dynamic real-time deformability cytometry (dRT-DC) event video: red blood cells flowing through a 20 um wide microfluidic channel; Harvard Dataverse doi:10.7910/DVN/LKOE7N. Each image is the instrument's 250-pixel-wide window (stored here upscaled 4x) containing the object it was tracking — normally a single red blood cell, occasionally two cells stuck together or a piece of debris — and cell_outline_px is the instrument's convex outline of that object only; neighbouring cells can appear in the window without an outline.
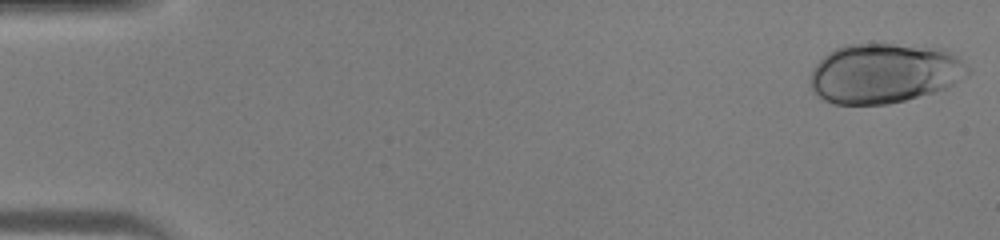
{"species": "human", "species_latin": "Homo sapiens", "temperature_condition": "warm", "stored_images_in_passage": 44, "camera_frame_rate_fps": 3000, "um_per_image_px": 0.085, "donor": {"sex": "male"}, "frame": {"image": 1, "passage_image": 1, "time_ms": 0.0, "image_size_px": [1000, 240], "cell_outline_px": [[972, 72], [948, 88], [936, 92], [888, 104], [836, 104], [824, 100], [816, 96], [812, 92], [808, 84], [808, 80], [816, 64], [828, 52], [844, 44], [892, 44], [944, 48], [956, 56], [972, 68]], "centroid_in_image_um": [75.16, 6.23], "position_along_channel_um": 9.8, "area_um2": 55.55}}
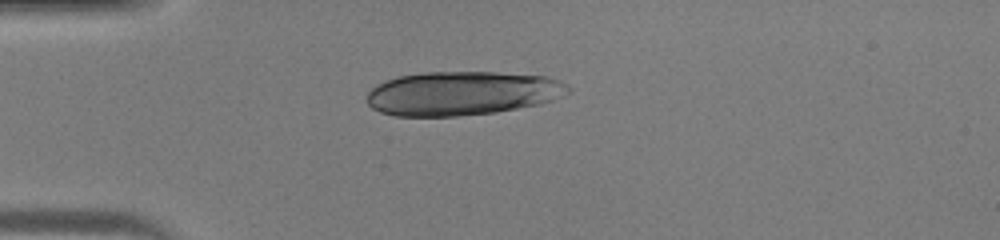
{"frame": {"image": 2, "passage_image": 12, "time_ms": 3.667, "image_size_px": [1000, 240], "cell_outline_px": [[572, 92], [552, 100], [540, 104], [496, 112], [460, 116], [392, 116], [380, 112], [372, 108], [368, 104], [368, 92], [376, 84], [400, 76], [424, 72], [496, 72], [548, 76], [560, 80], [568, 84], [572, 88]], "centroid_in_image_um": [39.33, 7.93], "position_along_channel_um": 45.7, "area_um2": 51.96}}